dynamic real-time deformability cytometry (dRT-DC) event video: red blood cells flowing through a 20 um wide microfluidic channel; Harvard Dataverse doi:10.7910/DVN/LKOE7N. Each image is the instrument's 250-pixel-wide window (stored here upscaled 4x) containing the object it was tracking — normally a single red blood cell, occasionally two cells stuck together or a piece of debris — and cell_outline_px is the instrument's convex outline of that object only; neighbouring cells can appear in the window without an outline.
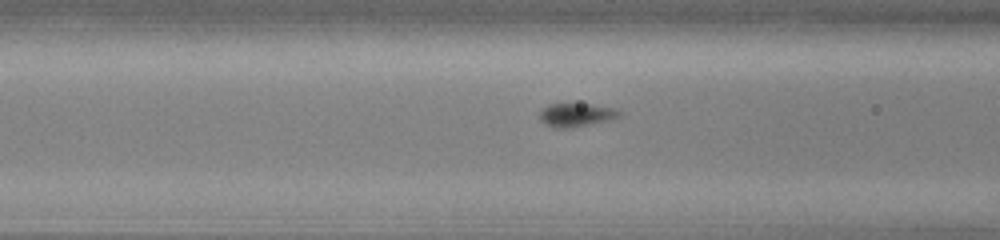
{"species": "common noctule bat (a hibernating species)", "species_latin": "Nyctalus noctula", "temperature_condition": "cold", "stored_images_in_passage": 55, "camera_frame_rate_fps": 3000, "um_per_image_px": 0.085, "animal": {"sex": "male", "body_mass_g": 13.0, "forearm_length_mm": 53.1}, "frame": {"image": 1, "passage_image": 23, "time_ms": 7.333, "image_size_px": [1000, 240], "cell_outline_px": [[620, 116], [608, 120], [572, 128], [556, 128], [544, 124], [540, 120], [540, 112], [548, 104], [592, 104], [612, 108], [620, 112]], "centroid_in_image_um": [48.94, 9.77], "position_along_channel_um": 117.7, "area_um2": 10.75}}
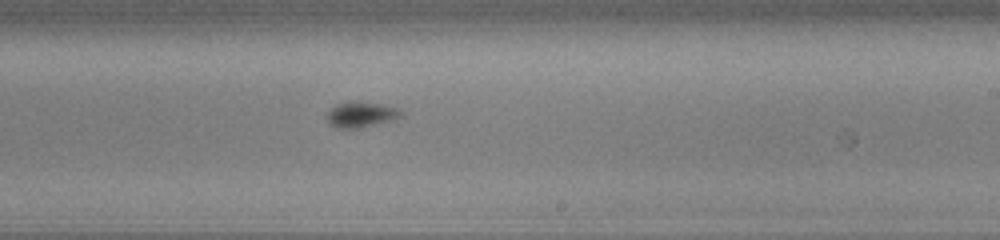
{"frame": {"image": 2, "passage_image": 34, "time_ms": 11.0, "image_size_px": [1000, 240], "cell_outline_px": [[400, 116], [392, 120], [360, 128], [336, 128], [328, 124], [328, 112], [336, 104], [348, 100], [360, 100], [380, 104], [396, 108], [400, 112]], "centroid_in_image_um": [30.62, 9.72], "position_along_channel_um": 258.4, "area_um2": 11.04}}
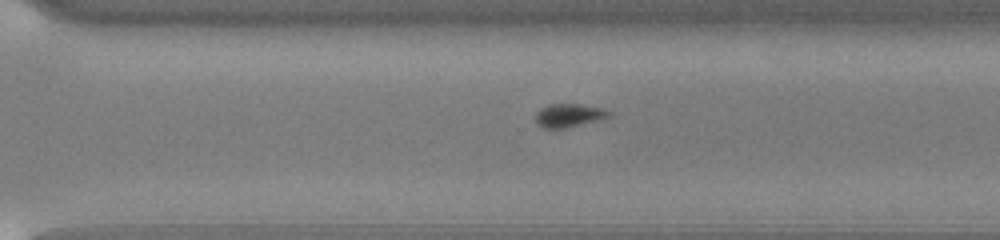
{"frame": {"image": 3, "passage_image": 39, "time_ms": 12.667, "image_size_px": [1000, 240], "cell_outline_px": [[612, 116], [604, 120], [564, 128], [544, 128], [536, 124], [536, 112], [540, 108], [548, 104], [580, 104], [600, 108], [612, 112]], "centroid_in_image_um": [48.39, 9.81], "position_along_channel_um": 322.2, "area_um2": 10.23}}